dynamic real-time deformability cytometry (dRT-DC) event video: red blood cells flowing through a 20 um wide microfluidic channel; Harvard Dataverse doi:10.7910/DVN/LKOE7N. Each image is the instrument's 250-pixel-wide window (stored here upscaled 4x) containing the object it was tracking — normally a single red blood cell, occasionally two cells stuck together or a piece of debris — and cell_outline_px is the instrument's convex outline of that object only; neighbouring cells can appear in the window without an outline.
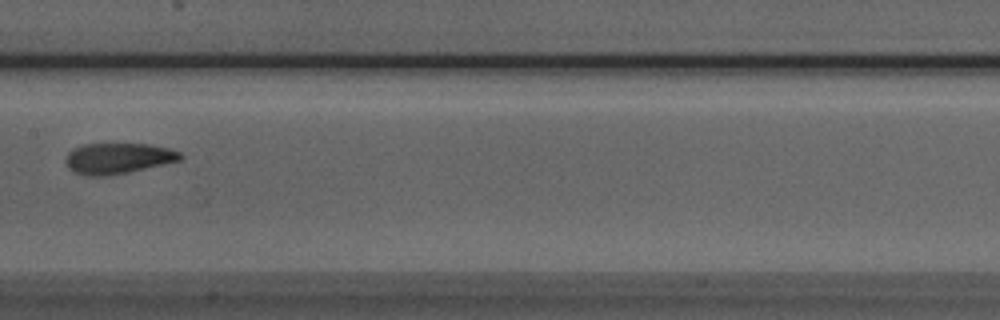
{"species": "Egyptian fruit bat (a non-hibernating species)", "species_latin": "Rousettus aegyptiacus", "temperature_condition": "room temperature", "stored_images_in_passage": 9, "camera_frame_rate_fps": 3000, "um_per_image_px": 0.085, "animal": {"sex": "male"}, "frame": {"image": 1, "passage_image": 8, "time_ms": 8.333, "image_size_px": [1000, 320], "cell_outline_px": [[184, 156], [180, 160], [128, 172], [100, 176], [88, 176], [76, 172], [68, 168], [64, 160], [68, 152], [72, 148], [84, 144], [148, 144], [168, 148], [180, 152]], "centroid_in_image_um": [10.0, 13.45], "position_along_channel_um": 197.4, "area_um2": 20.4}}
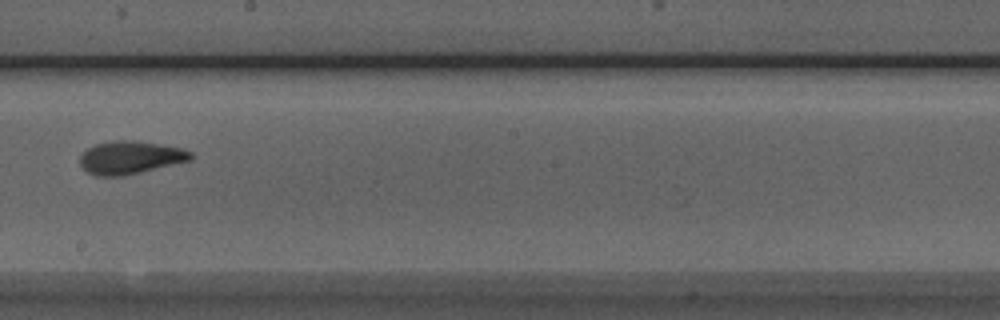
{"frame": {"image": 2, "passage_image": 9, "time_ms": 9.333, "image_size_px": [1000, 320], "cell_outline_px": [[192, 160], [124, 176], [96, 176], [88, 172], [80, 164], [80, 156], [88, 148], [96, 144], [112, 140], [136, 140], [184, 148], [192, 152]], "centroid_in_image_um": [11.1, 13.38], "position_along_channel_um": 237.1, "area_um2": 21.39}}